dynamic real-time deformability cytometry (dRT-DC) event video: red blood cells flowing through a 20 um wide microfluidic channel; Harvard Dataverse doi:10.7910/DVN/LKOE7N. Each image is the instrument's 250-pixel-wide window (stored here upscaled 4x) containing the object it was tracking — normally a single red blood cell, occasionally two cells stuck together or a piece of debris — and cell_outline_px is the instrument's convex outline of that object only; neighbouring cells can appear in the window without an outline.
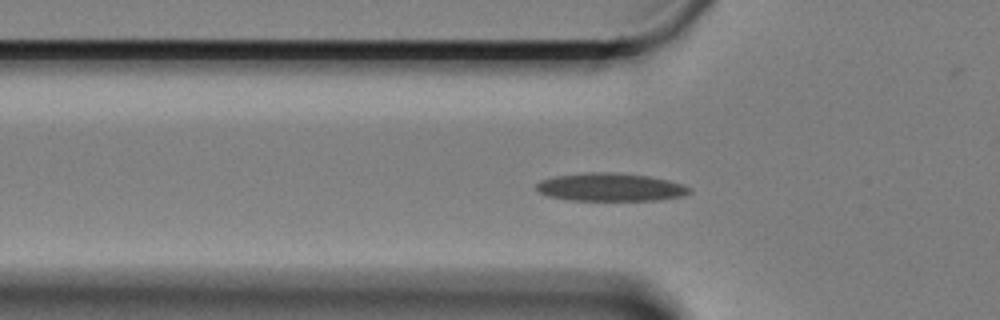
{"species": "Egyptian fruit bat (a non-hibernating species)", "species_latin": "Rousettus aegyptiacus", "temperature_condition": "cold", "stored_images_in_passage": 52, "camera_frame_rate_fps": 3000, "um_per_image_px": 0.085, "animal": {"sex": "female"}, "frame": {"image": 1, "passage_image": 18, "time_ms": 5.667, "image_size_px": [1000, 320], "cell_outline_px": [[692, 192], [684, 196], [660, 200], [568, 200], [548, 196], [540, 192], [536, 188], [536, 184], [540, 180], [556, 176], [584, 172], [616, 172], [648, 176], [668, 180], [684, 184], [692, 188]], "centroid_in_image_um": [51.93, 15.91], "position_along_channel_um": 73.9, "area_um2": 25.26}}
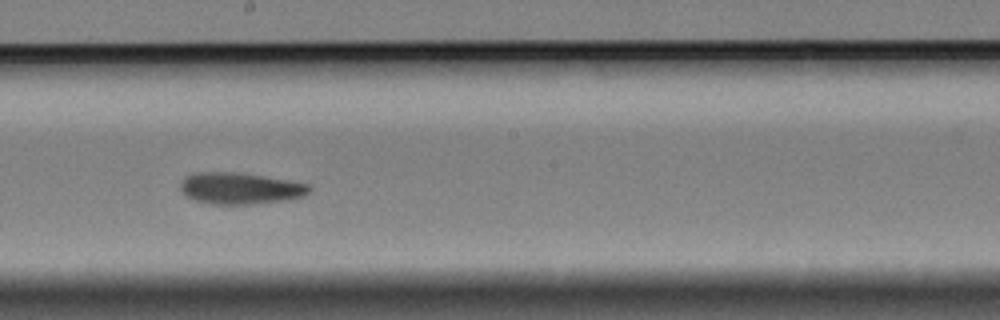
{"frame": {"image": 2, "passage_image": 32, "time_ms": 10.333, "image_size_px": [1000, 320], "cell_outline_px": [[312, 188], [304, 196], [288, 200], [252, 204], [212, 204], [192, 200], [180, 188], [180, 180], [184, 176], [196, 172], [232, 172], [264, 176], [288, 180], [308, 184]], "centroid_in_image_um": [20.39, 16.01], "position_along_channel_um": 227.8, "area_um2": 23.76}}
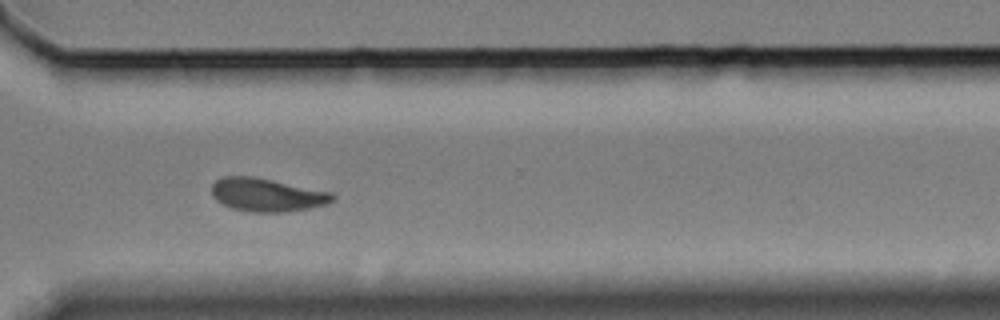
{"frame": {"image": 3, "passage_image": 43, "time_ms": 14.0, "image_size_px": [1000, 320], "cell_outline_px": [[336, 200], [328, 204], [308, 208], [284, 212], [252, 212], [232, 208], [216, 200], [212, 196], [212, 184], [216, 180], [224, 176], [252, 176], [332, 192], [336, 196]], "centroid_in_image_um": [22.71, 16.56], "position_along_channel_um": 347.9, "area_um2": 23.41}}